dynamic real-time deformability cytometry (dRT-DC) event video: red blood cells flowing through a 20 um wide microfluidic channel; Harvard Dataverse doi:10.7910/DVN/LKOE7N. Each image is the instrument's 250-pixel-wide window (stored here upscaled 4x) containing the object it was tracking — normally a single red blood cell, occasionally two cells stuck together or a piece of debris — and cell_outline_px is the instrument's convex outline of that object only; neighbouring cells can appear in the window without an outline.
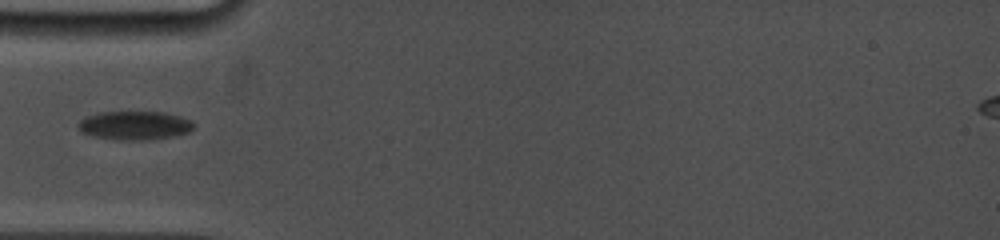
{"species": "common noctule bat (a hibernating species)", "species_latin": "Nyctalus noctula", "temperature_condition": "cold", "stored_images_in_passage": 11, "camera_frame_rate_fps": 5000, "um_per_image_px": 0.085, "animal": {"sex": "female", "body_mass_g": 19.0, "forearm_length_mm": 53.3}, "frame": {"image": 1, "passage_image": 1, "time_ms": 0.0, "image_size_px": [1000, 240], "cell_outline_px": [[196, 124], [188, 132], [176, 136], [148, 140], [116, 140], [92, 136], [80, 132], [76, 124], [84, 116], [96, 112], [164, 112], [180, 116], [192, 120]], "centroid_in_image_um": [11.41, 10.66], "position_along_channel_um": 73.6, "area_um2": 19.77}}
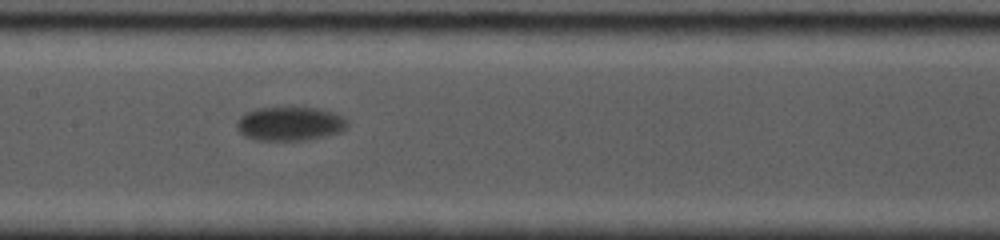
{"frame": {"image": 2, "passage_image": 7, "time_ms": 3.0, "image_size_px": [1000, 240], "cell_outline_px": [[348, 124], [340, 132], [304, 140], [256, 140], [244, 136], [240, 132], [236, 124], [236, 120], [244, 112], [256, 108], [316, 108], [332, 112], [340, 116]], "centroid_in_image_um": [24.56, 10.52], "position_along_channel_um": 182.8, "area_um2": 21.56}}
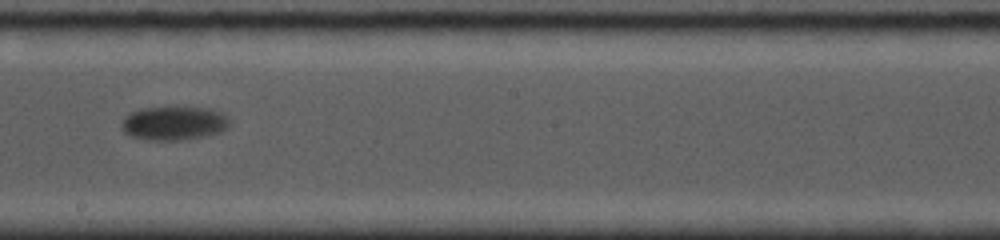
{"frame": {"image": 3, "passage_image": 10, "time_ms": 4.4, "image_size_px": [1000, 240], "cell_outline_px": [[232, 124], [228, 128], [220, 132], [208, 136], [180, 140], [144, 140], [132, 136], [124, 132], [120, 128], [120, 124], [124, 116], [128, 112], [144, 108], [212, 108], [220, 112]], "centroid_in_image_um": [14.76, 10.49], "position_along_channel_um": 233.4, "area_um2": 21.44}}